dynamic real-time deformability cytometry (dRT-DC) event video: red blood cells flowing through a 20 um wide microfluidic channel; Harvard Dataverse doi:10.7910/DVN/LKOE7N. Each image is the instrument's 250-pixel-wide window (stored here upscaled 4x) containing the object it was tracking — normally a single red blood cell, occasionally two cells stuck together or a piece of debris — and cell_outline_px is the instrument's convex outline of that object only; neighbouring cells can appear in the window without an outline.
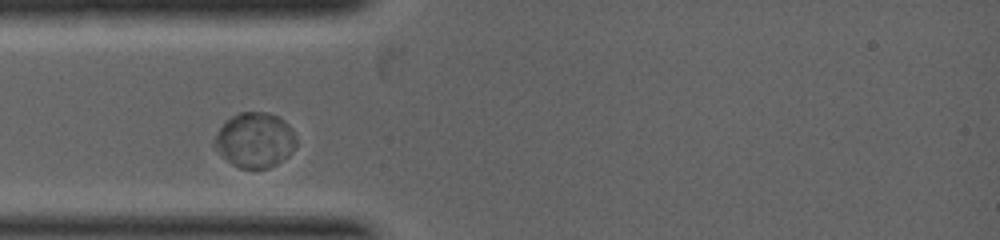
{"species": "common noctule bat (a hibernating species)", "species_latin": "Nyctalus noctula", "temperature_condition": "warm", "stored_images_in_passage": 1, "camera_frame_rate_fps": 5000, "um_per_image_px": 0.085, "animal": {"sex": "female", "body_mass_g": 19.0, "forearm_length_mm": 53.3}, "frame": {"image": 1, "passage_image": 1, "time_ms": 0.0, "image_size_px": [1000, 240], "cell_outline_px": [[296, 144], [292, 152], [288, 156], [276, 164], [268, 168], [240, 168], [232, 164], [212, 144], [220, 128], [232, 116], [240, 112], [268, 112], [280, 116], [288, 124], [296, 140]], "centroid_in_image_um": [21.69, 11.89], "position_along_channel_um": 63.3, "area_um2": 25.89}}